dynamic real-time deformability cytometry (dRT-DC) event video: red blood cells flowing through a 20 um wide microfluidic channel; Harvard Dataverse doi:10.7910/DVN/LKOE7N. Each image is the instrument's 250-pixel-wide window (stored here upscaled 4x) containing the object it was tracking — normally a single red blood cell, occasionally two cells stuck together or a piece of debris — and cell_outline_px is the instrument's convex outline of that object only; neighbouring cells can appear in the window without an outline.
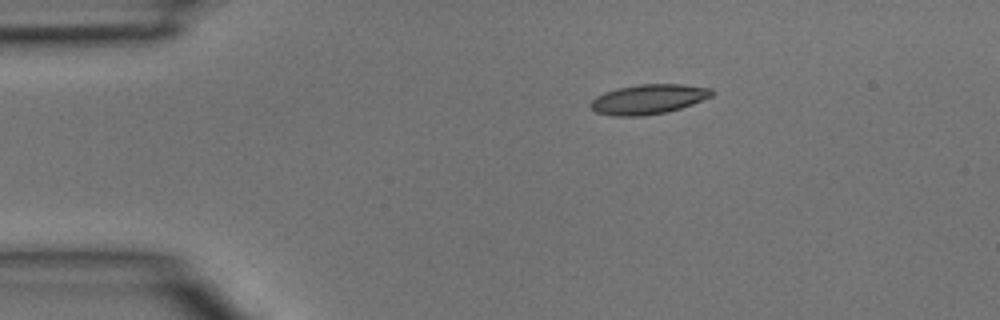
{"species": "common noctule bat (a hibernating species)", "species_latin": "Nyctalus noctula", "temperature_condition": "room temperature", "stored_images_in_passage": 5, "camera_frame_rate_fps": 3000, "um_per_image_px": 0.085, "animal": {"sex": "male", "body_mass_g": 15.6}, "frame": {"image": 1, "passage_image": 5, "time_ms": 1.333, "image_size_px": [1000, 320], "cell_outline_px": [[712, 96], [692, 104], [680, 108], [664, 112], [644, 116], [612, 116], [596, 112], [588, 104], [596, 96], [604, 92], [620, 88], [640, 84], [680, 84], [712, 88]], "centroid_in_image_um": [55.09, 8.43], "position_along_channel_um": 29.9, "area_um2": 20.87}}